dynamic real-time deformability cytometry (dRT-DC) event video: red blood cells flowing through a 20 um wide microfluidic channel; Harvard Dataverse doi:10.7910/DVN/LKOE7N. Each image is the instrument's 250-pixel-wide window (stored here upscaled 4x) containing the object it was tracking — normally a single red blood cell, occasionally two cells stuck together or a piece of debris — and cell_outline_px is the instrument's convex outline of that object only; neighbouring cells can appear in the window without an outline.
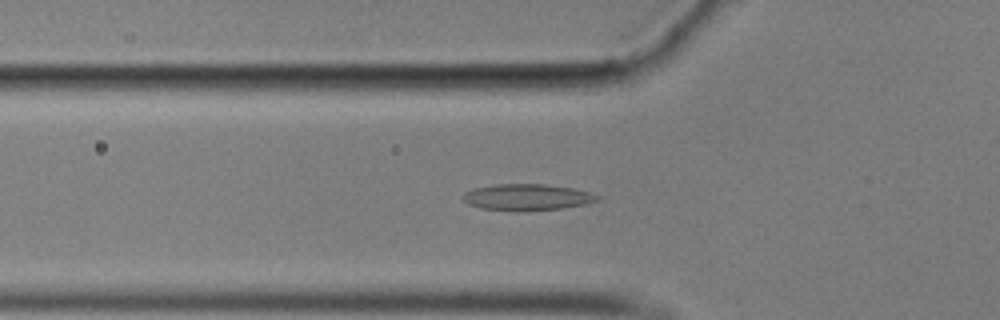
{"species": "common noctule bat (a hibernating species)", "species_latin": "Nyctalus noctula", "temperature_condition": "cold", "stored_images_in_passage": 57, "camera_frame_rate_fps": 3000, "um_per_image_px": 0.085, "animal": {"sex": "male", "body_mass_g": 17.9}, "frame": {"image": 1, "passage_image": 19, "time_ms": 6.0, "image_size_px": [1000, 320], "cell_outline_px": [[600, 200], [584, 204], [564, 208], [528, 212], [516, 212], [480, 208], [468, 204], [460, 196], [464, 192], [472, 188], [496, 184], [548, 184], [572, 188], [592, 192], [600, 196]], "centroid_in_image_um": [44.79, 16.77], "position_along_channel_um": 81.0, "area_um2": 21.27}}
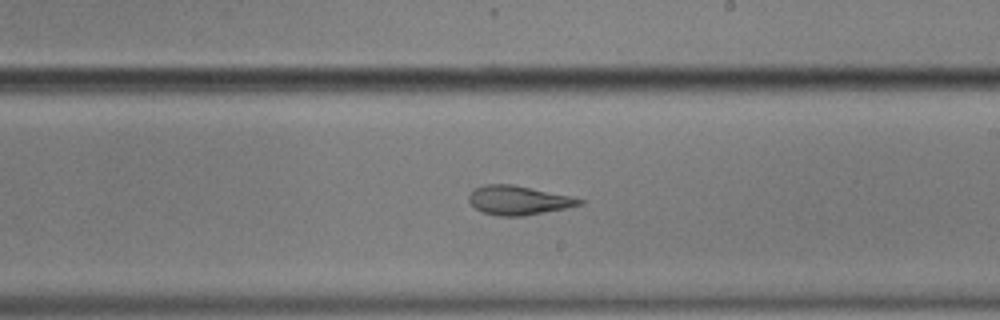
{"frame": {"image": 2, "passage_image": 33, "time_ms": 10.667, "image_size_px": [1000, 320], "cell_outline_px": [[584, 204], [524, 216], [500, 216], [484, 212], [476, 208], [468, 200], [468, 196], [476, 188], [484, 184], [512, 184], [568, 196], [584, 200]], "centroid_in_image_um": [44.04, 17.02], "position_along_channel_um": 245.0, "area_um2": 18.32}}
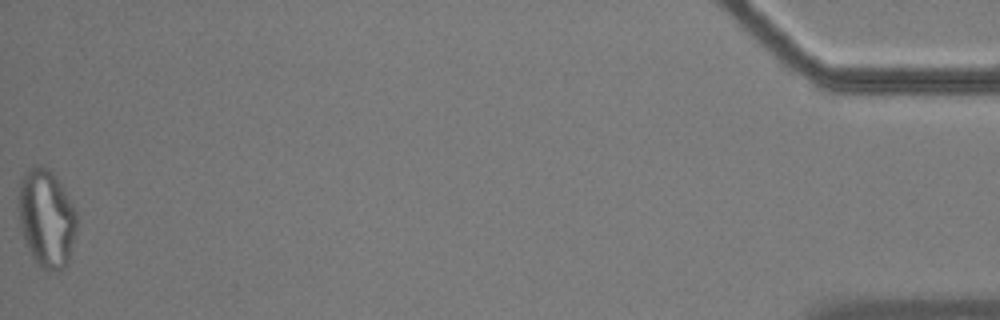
{"frame": {"image": 3, "passage_image": 57, "time_ms": 18.667, "image_size_px": [1000, 320], "cell_outline_px": [[76, 232], [68, 260], [64, 268], [56, 272], [44, 272], [36, 264], [24, 240], [20, 228], [20, 184], [28, 168], [32, 164], [40, 164], [48, 168], [56, 176], [64, 188], [76, 208]], "centroid_in_image_um": [3.97, 18.57], "position_along_channel_um": 431.2, "area_um2": 33.47}, "authors_computed_cell_mechanics": {"area_um2": 19.8254, "velocity_mm_per_s": 3.4887, "shape_relaxation_time_tau1_ms": null, "shape_relaxation_time_tau2_ms": 2.0347, "deformation_change_tau1": null, "deformation_change_tau2": 0.0966}}